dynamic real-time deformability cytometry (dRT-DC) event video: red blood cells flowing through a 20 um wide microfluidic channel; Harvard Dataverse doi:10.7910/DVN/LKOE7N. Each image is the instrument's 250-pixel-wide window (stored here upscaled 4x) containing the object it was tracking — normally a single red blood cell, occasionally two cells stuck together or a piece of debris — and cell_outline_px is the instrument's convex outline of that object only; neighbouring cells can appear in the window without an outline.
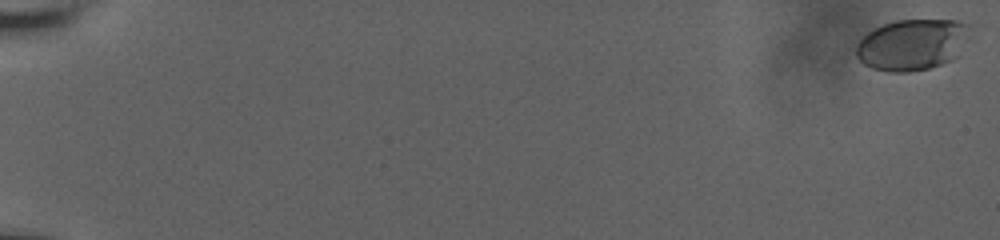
{"species": "human", "species_latin": "Homo sapiens", "temperature_condition": "room temperature", "stored_images_in_passage": 59, "camera_frame_rate_fps": 3000, "um_per_image_px": 0.085, "donor": {"sex": "male"}, "frame": {"image": 1, "passage_image": 1, "time_ms": 0.0, "image_size_px": [1000, 240], "cell_outline_px": [[972, 24], [956, 56], [952, 60], [928, 68], [908, 72], [888, 72], [872, 68], [864, 64], [856, 56], [856, 44], [868, 32], [884, 24], [896, 20], [956, 20]], "centroid_in_image_um": [77.5, 3.79], "position_along_channel_um": 7.5, "area_um2": 33.64}}
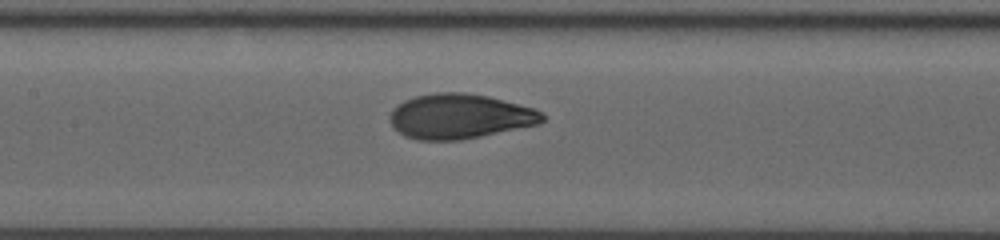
{"frame": {"image": 2, "passage_image": 32, "time_ms": 10.333, "image_size_px": [1000, 240], "cell_outline_px": [[544, 120], [540, 124], [460, 140], [416, 140], [404, 136], [392, 128], [388, 120], [388, 116], [392, 108], [396, 104], [404, 100], [416, 96], [436, 92], [464, 92], [488, 96], [536, 108], [544, 116]], "centroid_in_image_um": [39.02, 9.89], "position_along_channel_um": 168.4, "area_um2": 40.29}}
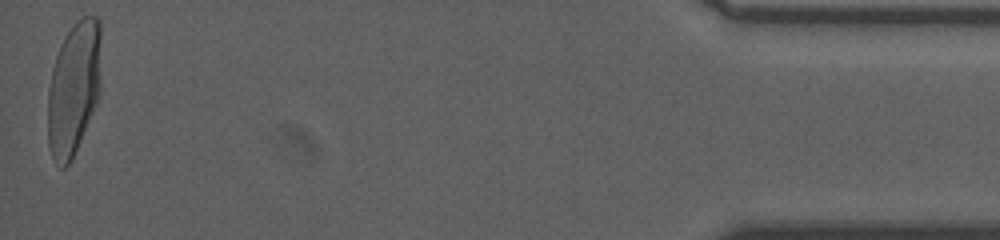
{"frame": {"image": 3, "passage_image": 59, "time_ms": 19.333, "image_size_px": [1000, 240], "cell_outline_px": [[100, 96], [72, 160], [64, 168], [60, 168], [56, 164], [52, 156], [48, 144], [48, 88], [52, 68], [60, 44], [64, 36], [72, 24], [76, 20], [84, 16], [96, 16], [100, 20]], "centroid_in_image_um": [6.27, 7.5], "position_along_channel_um": 428.9, "area_um2": 42.02}, "authors_computed_cell_mechanics": {"area_um2": 38.8994, "velocity_mm_per_s": 3.7952, "shape_relaxation_time_tau1_ms": 4.7454, "shape_relaxation_time_tau2_ms": null, "deformation_change_tau1": 0.2074, "deformation_change_tau2": null}}